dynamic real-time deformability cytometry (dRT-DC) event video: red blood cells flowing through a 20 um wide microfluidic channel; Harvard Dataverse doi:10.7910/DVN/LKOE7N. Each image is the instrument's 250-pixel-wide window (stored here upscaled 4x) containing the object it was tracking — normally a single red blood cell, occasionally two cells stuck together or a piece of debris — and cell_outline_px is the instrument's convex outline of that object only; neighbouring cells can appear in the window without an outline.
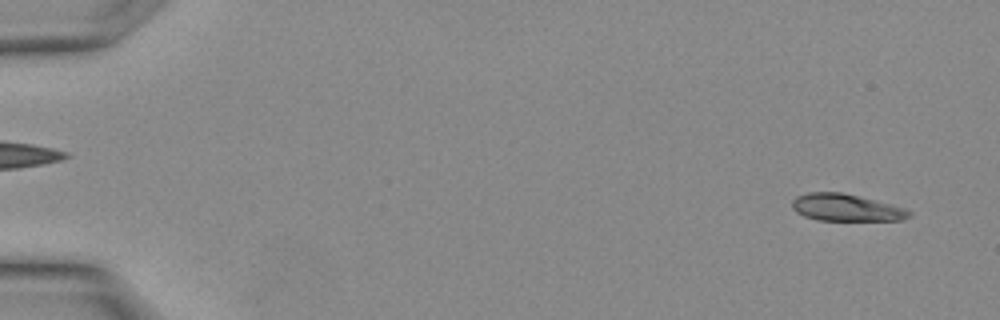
{"species": "Egyptian fruit bat (a non-hibernating species)", "species_latin": "Rousettus aegyptiacus", "temperature_condition": "warm", "stored_images_in_passage": 2, "camera_frame_rate_fps": 3000, "um_per_image_px": 0.085, "animal": {"sex": "female"}, "frame": {"image": 1, "passage_image": 1, "time_ms": 0.0, "image_size_px": [1000, 320], "cell_outline_px": [[912, 216], [900, 220], [816, 220], [804, 216], [796, 212], [792, 208], [792, 200], [796, 196], [808, 192], [840, 192], [904, 208], [912, 212]], "centroid_in_image_um": [71.86, 17.65], "position_along_channel_um": 13.1, "area_um2": 18.21}}